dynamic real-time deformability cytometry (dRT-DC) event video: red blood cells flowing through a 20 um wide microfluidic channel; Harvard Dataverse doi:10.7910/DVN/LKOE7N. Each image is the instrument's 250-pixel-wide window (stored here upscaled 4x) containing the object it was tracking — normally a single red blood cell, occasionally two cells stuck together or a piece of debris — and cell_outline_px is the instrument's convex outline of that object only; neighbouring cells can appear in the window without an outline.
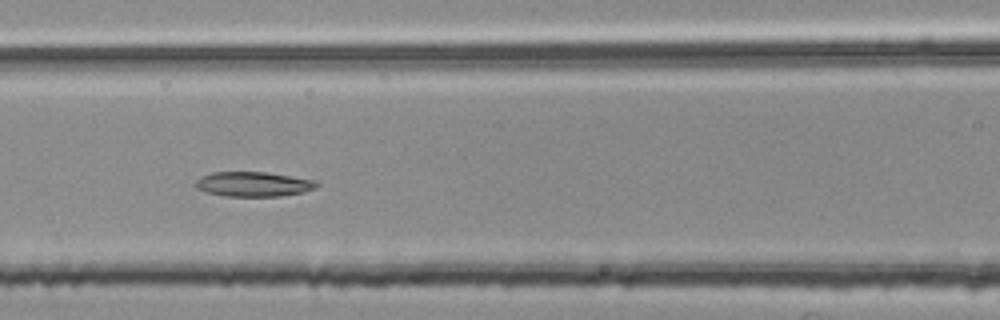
{"species": "common noctule bat (a hibernating species)", "species_latin": "Nyctalus noctula", "temperature_condition": "room temperature", "stored_images_in_passage": 48, "segment_of_instrument_passage": [2, 2], "camera_frame_rate_fps": 3000, "um_per_image_px": 0.085, "animal": {"sex": "female", "body_mass_g": 25.1}, "frame": {"image": 1, "passage_image": 20, "time_ms": 6.333, "image_size_px": [1000, 320], "cell_outline_px": [[320, 184], [316, 188], [304, 192], [280, 196], [228, 196], [208, 192], [196, 188], [196, 180], [200, 176], [212, 172], [264, 172], [316, 180]], "centroid_in_image_um": [21.57, 15.65], "position_along_channel_um": 145.0, "area_um2": 17.4}}
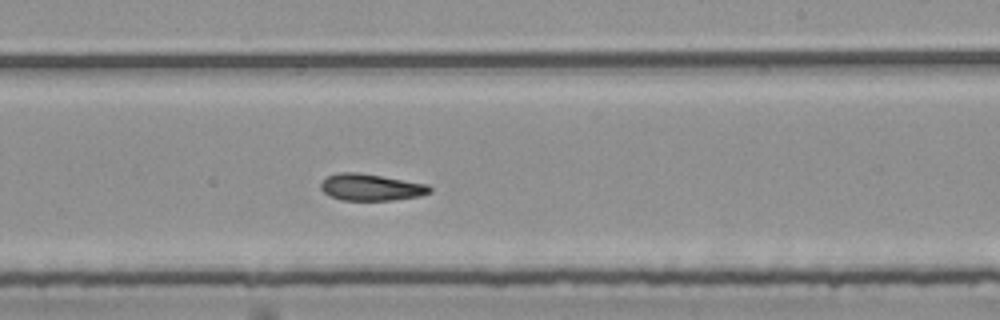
{"frame": {"image": 2, "passage_image": 29, "time_ms": 9.333, "image_size_px": [1000, 320], "cell_outline_px": [[432, 192], [420, 196], [392, 200], [340, 200], [328, 196], [320, 188], [320, 184], [328, 176], [340, 172], [360, 172], [428, 184], [432, 188]], "centroid_in_image_um": [31.54, 15.92], "position_along_channel_um": 257.5, "area_um2": 17.11}}
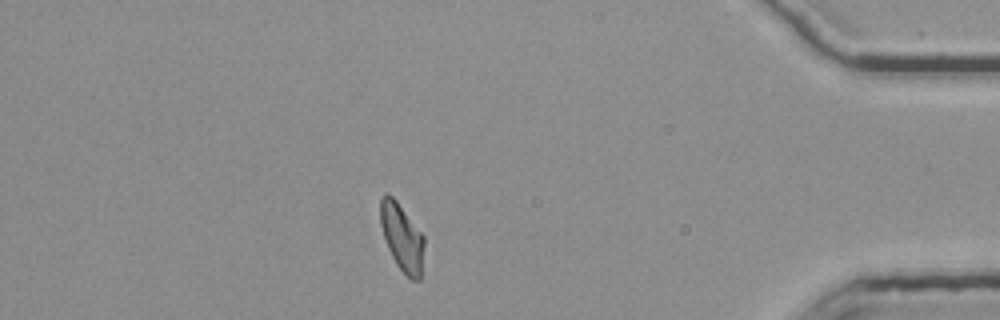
{"frame": {"image": 3, "passage_image": 44, "time_ms": 14.333, "image_size_px": [1000, 320], "cell_outline_px": [[424, 244], [420, 280], [412, 280], [396, 264], [388, 248], [380, 224], [380, 200], [384, 192], [388, 192], [396, 200], [424, 236]], "centroid_in_image_um": [34.15, 20.14], "position_along_channel_um": 401.0, "area_um2": 16.99}}